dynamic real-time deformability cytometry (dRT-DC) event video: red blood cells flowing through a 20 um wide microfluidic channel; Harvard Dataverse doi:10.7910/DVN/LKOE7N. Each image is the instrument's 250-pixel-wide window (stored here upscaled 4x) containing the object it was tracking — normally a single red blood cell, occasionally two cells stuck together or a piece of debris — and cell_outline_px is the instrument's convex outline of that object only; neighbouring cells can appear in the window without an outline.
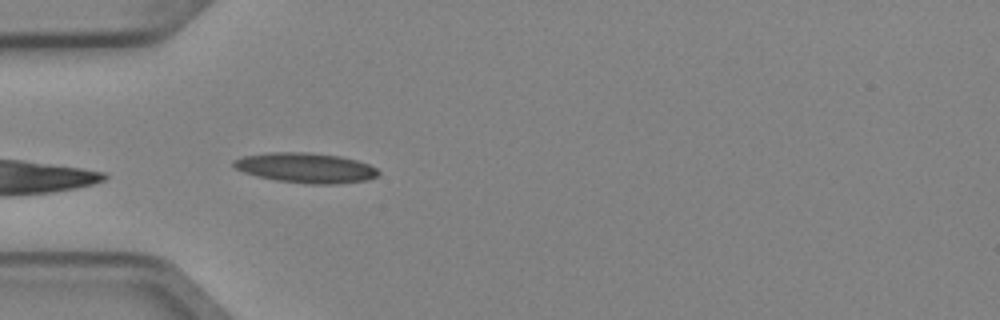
{"species": "Egyptian fruit bat (a non-hibernating species)", "species_latin": "Rousettus aegyptiacus", "temperature_condition": "cold", "stored_images_in_passage": 4, "camera_frame_rate_fps": 3000, "um_per_image_px": 0.085, "animal": {"sex": "female"}, "frame": {"image": 1, "passage_image": 4, "time_ms": 1.0, "image_size_px": [1000, 320], "cell_outline_px": [[380, 172], [376, 176], [368, 180], [336, 184], [312, 184], [276, 180], [244, 172], [236, 168], [232, 164], [232, 160], [244, 156], [268, 152], [308, 152], [340, 156], [356, 160], [368, 164], [376, 168]], "centroid_in_image_um": [26.0, 14.26], "position_along_channel_um": 59.0, "area_um2": 25.2}}